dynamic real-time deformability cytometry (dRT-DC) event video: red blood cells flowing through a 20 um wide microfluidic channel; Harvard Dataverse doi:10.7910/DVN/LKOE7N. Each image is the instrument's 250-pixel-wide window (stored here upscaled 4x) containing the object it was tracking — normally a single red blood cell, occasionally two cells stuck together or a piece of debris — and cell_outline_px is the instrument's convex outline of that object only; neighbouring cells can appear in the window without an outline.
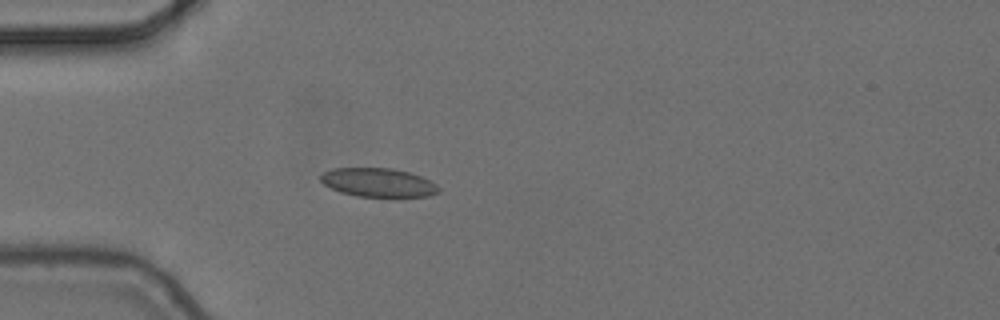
{"species": "common noctule bat (a hibernating species)", "species_latin": "Nyctalus noctula", "temperature_condition": "cold", "stored_images_in_passage": 2, "camera_frame_rate_fps": 3000, "um_per_image_px": 0.085, "animal": {"sex": "female", "body_mass_g": 24.6, "forearm_length_mm": 56.2}, "frame": {"image": 1, "passage_image": 1, "time_ms": 0.0, "image_size_px": [1000, 320], "cell_outline_px": [[440, 192], [428, 196], [356, 196], [340, 192], [324, 184], [320, 180], [320, 176], [324, 172], [332, 168], [392, 168], [408, 172], [420, 176], [436, 184], [440, 188]], "centroid_in_image_um": [32.14, 15.51], "position_along_channel_um": 52.9, "area_um2": 19.59}}